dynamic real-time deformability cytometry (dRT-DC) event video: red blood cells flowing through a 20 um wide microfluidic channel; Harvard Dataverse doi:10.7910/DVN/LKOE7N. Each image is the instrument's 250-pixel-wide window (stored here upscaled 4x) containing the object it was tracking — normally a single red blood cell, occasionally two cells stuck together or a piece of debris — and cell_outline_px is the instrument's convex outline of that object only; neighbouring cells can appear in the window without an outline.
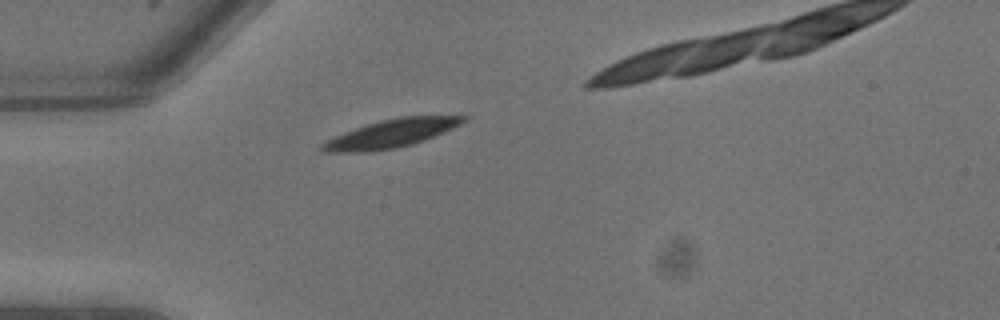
{"species": "common noctule bat (a hibernating species)", "species_latin": "Nyctalus noctula", "temperature_condition": "warm", "stored_images_in_passage": 3, "camera_frame_rate_fps": 3000, "um_per_image_px": 0.085, "animal": {"sex": "male", "body_mass_g": 13.3}, "frame": {"image": 1, "passage_image": 1, "time_ms": 0.0, "image_size_px": [1000, 320], "cell_outline_px": [[468, 116], [460, 124], [444, 132], [424, 140], [412, 144], [396, 148], [368, 152], [324, 152], [320, 148], [320, 144], [344, 132], [380, 120], [400, 116]], "centroid_in_image_um": [33.22, 11.36], "position_along_channel_um": 51.8, "area_um2": 22.83}}
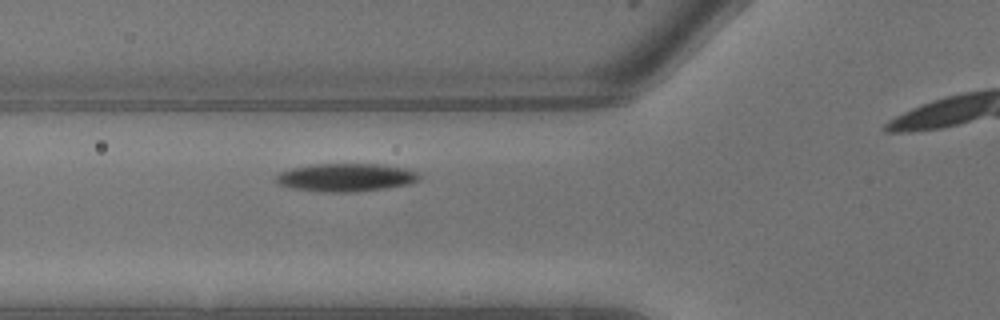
{"frame": {"image": 2, "passage_image": 3, "time_ms": 0.667, "image_size_px": [1000, 320], "cell_outline_px": [[420, 180], [412, 184], [384, 188], [352, 192], [320, 192], [292, 188], [276, 184], [276, 176], [280, 172], [292, 168], [312, 164], [380, 164], [408, 168], [416, 172], [420, 176]], "centroid_in_image_um": [29.42, 15.08], "position_along_channel_um": 96.4, "area_um2": 23.64}}